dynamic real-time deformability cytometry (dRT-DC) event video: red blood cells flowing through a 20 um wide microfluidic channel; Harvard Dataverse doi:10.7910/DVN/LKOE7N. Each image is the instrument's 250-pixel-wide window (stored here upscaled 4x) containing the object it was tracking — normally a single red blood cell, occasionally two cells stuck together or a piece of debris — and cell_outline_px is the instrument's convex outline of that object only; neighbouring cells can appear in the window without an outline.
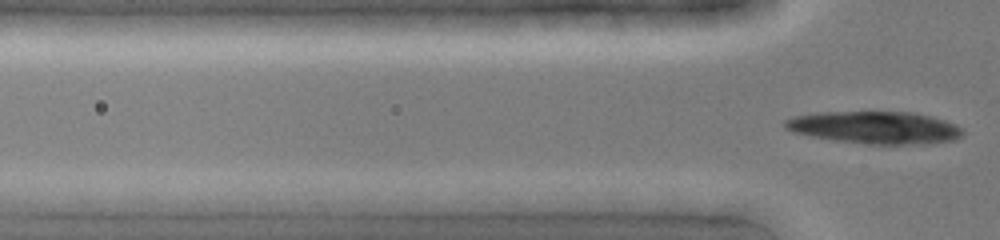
{"species": "common noctule bat (a hibernating species)", "species_latin": "Nyctalus noctula", "temperature_condition": "cold", "stored_images_in_passage": 3, "camera_frame_rate_fps": 3000, "um_per_image_px": 0.085, "animal": {"sex": "female", "body_mass_g": 19.0, "forearm_length_mm": 51.5}, "frame": {"image": 1, "passage_image": 3, "time_ms": 0.667, "image_size_px": [1000, 240], "cell_outline_px": [[964, 132], [956, 140], [928, 144], [868, 144], [836, 140], [812, 136], [792, 132], [784, 128], [784, 120], [792, 116], [816, 112], [912, 112], [944, 120], [956, 124]], "centroid_in_image_um": [74.36, 10.84], "position_along_channel_um": 51.4, "area_um2": 33.58}}